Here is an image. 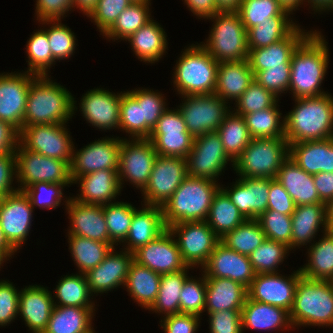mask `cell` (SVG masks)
<instances>
[{
	"label": "cell",
	"instance_id": "1",
	"mask_svg": "<svg viewBox=\"0 0 333 333\" xmlns=\"http://www.w3.org/2000/svg\"><path fill=\"white\" fill-rule=\"evenodd\" d=\"M318 32L312 31L292 54L288 90L294 99L326 94L320 86L328 68L329 51L324 36Z\"/></svg>",
	"mask_w": 333,
	"mask_h": 333
},
{
	"label": "cell",
	"instance_id": "2",
	"mask_svg": "<svg viewBox=\"0 0 333 333\" xmlns=\"http://www.w3.org/2000/svg\"><path fill=\"white\" fill-rule=\"evenodd\" d=\"M49 75L36 76L29 88L23 127L67 123L74 114V97ZM51 80V81H50Z\"/></svg>",
	"mask_w": 333,
	"mask_h": 333
},
{
	"label": "cell",
	"instance_id": "3",
	"mask_svg": "<svg viewBox=\"0 0 333 333\" xmlns=\"http://www.w3.org/2000/svg\"><path fill=\"white\" fill-rule=\"evenodd\" d=\"M294 109L284 118L285 138L289 145L333 137V97L296 98Z\"/></svg>",
	"mask_w": 333,
	"mask_h": 333
},
{
	"label": "cell",
	"instance_id": "4",
	"mask_svg": "<svg viewBox=\"0 0 333 333\" xmlns=\"http://www.w3.org/2000/svg\"><path fill=\"white\" fill-rule=\"evenodd\" d=\"M216 182L187 176L162 206L166 227L182 222L206 221L214 195L221 188Z\"/></svg>",
	"mask_w": 333,
	"mask_h": 333
},
{
	"label": "cell",
	"instance_id": "5",
	"mask_svg": "<svg viewBox=\"0 0 333 333\" xmlns=\"http://www.w3.org/2000/svg\"><path fill=\"white\" fill-rule=\"evenodd\" d=\"M289 318L292 327H333V281L301 276L296 285Z\"/></svg>",
	"mask_w": 333,
	"mask_h": 333
},
{
	"label": "cell",
	"instance_id": "6",
	"mask_svg": "<svg viewBox=\"0 0 333 333\" xmlns=\"http://www.w3.org/2000/svg\"><path fill=\"white\" fill-rule=\"evenodd\" d=\"M192 45L184 49L179 57L173 83L181 96L212 94L215 92L219 63L201 44Z\"/></svg>",
	"mask_w": 333,
	"mask_h": 333
},
{
	"label": "cell",
	"instance_id": "7",
	"mask_svg": "<svg viewBox=\"0 0 333 333\" xmlns=\"http://www.w3.org/2000/svg\"><path fill=\"white\" fill-rule=\"evenodd\" d=\"M288 158L289 143L285 137L253 138L232 167L239 177L274 179Z\"/></svg>",
	"mask_w": 333,
	"mask_h": 333
},
{
	"label": "cell",
	"instance_id": "8",
	"mask_svg": "<svg viewBox=\"0 0 333 333\" xmlns=\"http://www.w3.org/2000/svg\"><path fill=\"white\" fill-rule=\"evenodd\" d=\"M213 20L211 32L202 47L219 63L248 59L247 30L237 11H220Z\"/></svg>",
	"mask_w": 333,
	"mask_h": 333
},
{
	"label": "cell",
	"instance_id": "9",
	"mask_svg": "<svg viewBox=\"0 0 333 333\" xmlns=\"http://www.w3.org/2000/svg\"><path fill=\"white\" fill-rule=\"evenodd\" d=\"M15 156L19 191H24L37 182L73 184L70 164L66 161L24 149L20 144L16 148Z\"/></svg>",
	"mask_w": 333,
	"mask_h": 333
},
{
	"label": "cell",
	"instance_id": "10",
	"mask_svg": "<svg viewBox=\"0 0 333 333\" xmlns=\"http://www.w3.org/2000/svg\"><path fill=\"white\" fill-rule=\"evenodd\" d=\"M181 97H184L185 101L178 110L193 137L217 131L230 112V106H227L229 102H225L215 93Z\"/></svg>",
	"mask_w": 333,
	"mask_h": 333
},
{
	"label": "cell",
	"instance_id": "11",
	"mask_svg": "<svg viewBox=\"0 0 333 333\" xmlns=\"http://www.w3.org/2000/svg\"><path fill=\"white\" fill-rule=\"evenodd\" d=\"M176 239L182 260L188 267H203L220 238L206 221L182 222L168 227ZM178 234V235H177Z\"/></svg>",
	"mask_w": 333,
	"mask_h": 333
},
{
	"label": "cell",
	"instance_id": "12",
	"mask_svg": "<svg viewBox=\"0 0 333 333\" xmlns=\"http://www.w3.org/2000/svg\"><path fill=\"white\" fill-rule=\"evenodd\" d=\"M187 176L185 158L157 155L149 182L141 192L144 204L162 207Z\"/></svg>",
	"mask_w": 333,
	"mask_h": 333
},
{
	"label": "cell",
	"instance_id": "13",
	"mask_svg": "<svg viewBox=\"0 0 333 333\" xmlns=\"http://www.w3.org/2000/svg\"><path fill=\"white\" fill-rule=\"evenodd\" d=\"M64 125L44 124L22 128L19 144L24 149L71 164L74 144Z\"/></svg>",
	"mask_w": 333,
	"mask_h": 333
},
{
	"label": "cell",
	"instance_id": "14",
	"mask_svg": "<svg viewBox=\"0 0 333 333\" xmlns=\"http://www.w3.org/2000/svg\"><path fill=\"white\" fill-rule=\"evenodd\" d=\"M157 155L187 158L194 143L180 111L167 109L157 121L148 138Z\"/></svg>",
	"mask_w": 333,
	"mask_h": 333
},
{
	"label": "cell",
	"instance_id": "15",
	"mask_svg": "<svg viewBox=\"0 0 333 333\" xmlns=\"http://www.w3.org/2000/svg\"><path fill=\"white\" fill-rule=\"evenodd\" d=\"M156 157L157 152L149 139H122L118 162L121 189L124 179H128L133 186L143 190L149 182Z\"/></svg>",
	"mask_w": 333,
	"mask_h": 333
},
{
	"label": "cell",
	"instance_id": "16",
	"mask_svg": "<svg viewBox=\"0 0 333 333\" xmlns=\"http://www.w3.org/2000/svg\"><path fill=\"white\" fill-rule=\"evenodd\" d=\"M188 176L216 181L226 168L228 161L222 141L216 131L194 137L191 151L186 158Z\"/></svg>",
	"mask_w": 333,
	"mask_h": 333
},
{
	"label": "cell",
	"instance_id": "17",
	"mask_svg": "<svg viewBox=\"0 0 333 333\" xmlns=\"http://www.w3.org/2000/svg\"><path fill=\"white\" fill-rule=\"evenodd\" d=\"M122 139L103 138L94 141L79 151L73 146L70 176L74 182L78 177L98 170L118 171L119 150ZM75 151V152H74Z\"/></svg>",
	"mask_w": 333,
	"mask_h": 333
},
{
	"label": "cell",
	"instance_id": "18",
	"mask_svg": "<svg viewBox=\"0 0 333 333\" xmlns=\"http://www.w3.org/2000/svg\"><path fill=\"white\" fill-rule=\"evenodd\" d=\"M33 207L24 191L0 199V226L8 243L17 251L27 240Z\"/></svg>",
	"mask_w": 333,
	"mask_h": 333
},
{
	"label": "cell",
	"instance_id": "19",
	"mask_svg": "<svg viewBox=\"0 0 333 333\" xmlns=\"http://www.w3.org/2000/svg\"><path fill=\"white\" fill-rule=\"evenodd\" d=\"M301 276L300 268L288 277L278 272L256 274L247 288L248 298L290 312L294 303L296 285Z\"/></svg>",
	"mask_w": 333,
	"mask_h": 333
},
{
	"label": "cell",
	"instance_id": "20",
	"mask_svg": "<svg viewBox=\"0 0 333 333\" xmlns=\"http://www.w3.org/2000/svg\"><path fill=\"white\" fill-rule=\"evenodd\" d=\"M32 73H0V120L11 123L19 131L23 127Z\"/></svg>",
	"mask_w": 333,
	"mask_h": 333
},
{
	"label": "cell",
	"instance_id": "21",
	"mask_svg": "<svg viewBox=\"0 0 333 333\" xmlns=\"http://www.w3.org/2000/svg\"><path fill=\"white\" fill-rule=\"evenodd\" d=\"M167 229L157 239L133 252V260L156 273L168 274L184 270L187 265L181 257L176 238Z\"/></svg>",
	"mask_w": 333,
	"mask_h": 333
},
{
	"label": "cell",
	"instance_id": "22",
	"mask_svg": "<svg viewBox=\"0 0 333 333\" xmlns=\"http://www.w3.org/2000/svg\"><path fill=\"white\" fill-rule=\"evenodd\" d=\"M205 278H228L249 287L256 273L249 257L219 242L202 267Z\"/></svg>",
	"mask_w": 333,
	"mask_h": 333
},
{
	"label": "cell",
	"instance_id": "23",
	"mask_svg": "<svg viewBox=\"0 0 333 333\" xmlns=\"http://www.w3.org/2000/svg\"><path fill=\"white\" fill-rule=\"evenodd\" d=\"M221 189L246 219H257L267 210L270 178L240 177L232 188Z\"/></svg>",
	"mask_w": 333,
	"mask_h": 333
},
{
	"label": "cell",
	"instance_id": "24",
	"mask_svg": "<svg viewBox=\"0 0 333 333\" xmlns=\"http://www.w3.org/2000/svg\"><path fill=\"white\" fill-rule=\"evenodd\" d=\"M71 220L68 235H76L104 243L109 239L103 205L81 203L72 197L65 200Z\"/></svg>",
	"mask_w": 333,
	"mask_h": 333
},
{
	"label": "cell",
	"instance_id": "25",
	"mask_svg": "<svg viewBox=\"0 0 333 333\" xmlns=\"http://www.w3.org/2000/svg\"><path fill=\"white\" fill-rule=\"evenodd\" d=\"M114 250L115 247L97 267L85 273L92 295L93 292L102 294L125 285L133 253L128 250L120 252Z\"/></svg>",
	"mask_w": 333,
	"mask_h": 333
},
{
	"label": "cell",
	"instance_id": "26",
	"mask_svg": "<svg viewBox=\"0 0 333 333\" xmlns=\"http://www.w3.org/2000/svg\"><path fill=\"white\" fill-rule=\"evenodd\" d=\"M80 109L88 123L102 129H120L121 93L96 88L88 91L80 100Z\"/></svg>",
	"mask_w": 333,
	"mask_h": 333
},
{
	"label": "cell",
	"instance_id": "27",
	"mask_svg": "<svg viewBox=\"0 0 333 333\" xmlns=\"http://www.w3.org/2000/svg\"><path fill=\"white\" fill-rule=\"evenodd\" d=\"M19 315L32 333H43L54 308L52 293L41 285H29L19 294Z\"/></svg>",
	"mask_w": 333,
	"mask_h": 333
},
{
	"label": "cell",
	"instance_id": "28",
	"mask_svg": "<svg viewBox=\"0 0 333 333\" xmlns=\"http://www.w3.org/2000/svg\"><path fill=\"white\" fill-rule=\"evenodd\" d=\"M297 26L286 38L267 47L249 49L248 62L254 75L276 66H291V57L298 45L312 32Z\"/></svg>",
	"mask_w": 333,
	"mask_h": 333
},
{
	"label": "cell",
	"instance_id": "29",
	"mask_svg": "<svg viewBox=\"0 0 333 333\" xmlns=\"http://www.w3.org/2000/svg\"><path fill=\"white\" fill-rule=\"evenodd\" d=\"M167 229L162 207L144 204L142 209L134 210L129 232L122 242L126 241L128 245L124 250L133 253L139 247L157 239Z\"/></svg>",
	"mask_w": 333,
	"mask_h": 333
},
{
	"label": "cell",
	"instance_id": "30",
	"mask_svg": "<svg viewBox=\"0 0 333 333\" xmlns=\"http://www.w3.org/2000/svg\"><path fill=\"white\" fill-rule=\"evenodd\" d=\"M79 181V182H78ZM80 183V195L73 197L78 202L106 205L121 191L118 171L98 170L78 177L73 183Z\"/></svg>",
	"mask_w": 333,
	"mask_h": 333
},
{
	"label": "cell",
	"instance_id": "31",
	"mask_svg": "<svg viewBox=\"0 0 333 333\" xmlns=\"http://www.w3.org/2000/svg\"><path fill=\"white\" fill-rule=\"evenodd\" d=\"M289 157L308 174L333 172V137L290 144Z\"/></svg>",
	"mask_w": 333,
	"mask_h": 333
},
{
	"label": "cell",
	"instance_id": "32",
	"mask_svg": "<svg viewBox=\"0 0 333 333\" xmlns=\"http://www.w3.org/2000/svg\"><path fill=\"white\" fill-rule=\"evenodd\" d=\"M254 81L248 59L219 62L214 93L225 102H236Z\"/></svg>",
	"mask_w": 333,
	"mask_h": 333
},
{
	"label": "cell",
	"instance_id": "33",
	"mask_svg": "<svg viewBox=\"0 0 333 333\" xmlns=\"http://www.w3.org/2000/svg\"><path fill=\"white\" fill-rule=\"evenodd\" d=\"M296 206L323 203L314 185V175L301 169L290 157L278 170L276 178Z\"/></svg>",
	"mask_w": 333,
	"mask_h": 333
},
{
	"label": "cell",
	"instance_id": "34",
	"mask_svg": "<svg viewBox=\"0 0 333 333\" xmlns=\"http://www.w3.org/2000/svg\"><path fill=\"white\" fill-rule=\"evenodd\" d=\"M205 279V310L208 313L242 309L248 297L247 287L228 278Z\"/></svg>",
	"mask_w": 333,
	"mask_h": 333
},
{
	"label": "cell",
	"instance_id": "35",
	"mask_svg": "<svg viewBox=\"0 0 333 333\" xmlns=\"http://www.w3.org/2000/svg\"><path fill=\"white\" fill-rule=\"evenodd\" d=\"M242 330H279L293 328L289 312L281 307L251 300L247 297L241 309ZM279 328V329H278Z\"/></svg>",
	"mask_w": 333,
	"mask_h": 333
},
{
	"label": "cell",
	"instance_id": "36",
	"mask_svg": "<svg viewBox=\"0 0 333 333\" xmlns=\"http://www.w3.org/2000/svg\"><path fill=\"white\" fill-rule=\"evenodd\" d=\"M292 219V236L289 249L307 245L322 226L323 233L327 231L326 205L325 203H315L296 206Z\"/></svg>",
	"mask_w": 333,
	"mask_h": 333
},
{
	"label": "cell",
	"instance_id": "37",
	"mask_svg": "<svg viewBox=\"0 0 333 333\" xmlns=\"http://www.w3.org/2000/svg\"><path fill=\"white\" fill-rule=\"evenodd\" d=\"M95 307L54 306L43 333H95L92 318Z\"/></svg>",
	"mask_w": 333,
	"mask_h": 333
},
{
	"label": "cell",
	"instance_id": "38",
	"mask_svg": "<svg viewBox=\"0 0 333 333\" xmlns=\"http://www.w3.org/2000/svg\"><path fill=\"white\" fill-rule=\"evenodd\" d=\"M127 40L130 42L134 54L146 63L159 61L166 52L165 31L153 19L133 33Z\"/></svg>",
	"mask_w": 333,
	"mask_h": 333
},
{
	"label": "cell",
	"instance_id": "39",
	"mask_svg": "<svg viewBox=\"0 0 333 333\" xmlns=\"http://www.w3.org/2000/svg\"><path fill=\"white\" fill-rule=\"evenodd\" d=\"M160 281V274L133 260L124 287L139 306L149 309L156 300Z\"/></svg>",
	"mask_w": 333,
	"mask_h": 333
},
{
	"label": "cell",
	"instance_id": "40",
	"mask_svg": "<svg viewBox=\"0 0 333 333\" xmlns=\"http://www.w3.org/2000/svg\"><path fill=\"white\" fill-rule=\"evenodd\" d=\"M323 235L318 242L311 243L308 263L300 271L309 279L333 281V232L327 230Z\"/></svg>",
	"mask_w": 333,
	"mask_h": 333
},
{
	"label": "cell",
	"instance_id": "41",
	"mask_svg": "<svg viewBox=\"0 0 333 333\" xmlns=\"http://www.w3.org/2000/svg\"><path fill=\"white\" fill-rule=\"evenodd\" d=\"M289 15L284 10L280 15L250 28L247 31L248 49L267 47L286 38L298 26L289 19Z\"/></svg>",
	"mask_w": 333,
	"mask_h": 333
},
{
	"label": "cell",
	"instance_id": "42",
	"mask_svg": "<svg viewBox=\"0 0 333 333\" xmlns=\"http://www.w3.org/2000/svg\"><path fill=\"white\" fill-rule=\"evenodd\" d=\"M247 219L220 188L214 195L206 222L215 234L222 238Z\"/></svg>",
	"mask_w": 333,
	"mask_h": 333
},
{
	"label": "cell",
	"instance_id": "43",
	"mask_svg": "<svg viewBox=\"0 0 333 333\" xmlns=\"http://www.w3.org/2000/svg\"><path fill=\"white\" fill-rule=\"evenodd\" d=\"M68 240L73 261L82 274L97 267L115 247L113 243L99 242L76 235H69Z\"/></svg>",
	"mask_w": 333,
	"mask_h": 333
},
{
	"label": "cell",
	"instance_id": "44",
	"mask_svg": "<svg viewBox=\"0 0 333 333\" xmlns=\"http://www.w3.org/2000/svg\"><path fill=\"white\" fill-rule=\"evenodd\" d=\"M228 157L234 162L253 139L242 115L229 112L216 131Z\"/></svg>",
	"mask_w": 333,
	"mask_h": 333
},
{
	"label": "cell",
	"instance_id": "45",
	"mask_svg": "<svg viewBox=\"0 0 333 333\" xmlns=\"http://www.w3.org/2000/svg\"><path fill=\"white\" fill-rule=\"evenodd\" d=\"M192 267H186L184 270L162 274L159 292L153 305L148 309L155 313L173 315L180 313V293L187 276V271Z\"/></svg>",
	"mask_w": 333,
	"mask_h": 333
},
{
	"label": "cell",
	"instance_id": "46",
	"mask_svg": "<svg viewBox=\"0 0 333 333\" xmlns=\"http://www.w3.org/2000/svg\"><path fill=\"white\" fill-rule=\"evenodd\" d=\"M150 2H133L117 18L114 24L103 34L110 40H126L142 26L147 24L150 18Z\"/></svg>",
	"mask_w": 333,
	"mask_h": 333
},
{
	"label": "cell",
	"instance_id": "47",
	"mask_svg": "<svg viewBox=\"0 0 333 333\" xmlns=\"http://www.w3.org/2000/svg\"><path fill=\"white\" fill-rule=\"evenodd\" d=\"M55 296L59 302L54 306L94 307L92 296L85 274L66 275L59 280L55 288ZM59 304V305H58Z\"/></svg>",
	"mask_w": 333,
	"mask_h": 333
},
{
	"label": "cell",
	"instance_id": "48",
	"mask_svg": "<svg viewBox=\"0 0 333 333\" xmlns=\"http://www.w3.org/2000/svg\"><path fill=\"white\" fill-rule=\"evenodd\" d=\"M277 103L278 100L269 108L243 116L252 138L285 137V122L280 120L282 113Z\"/></svg>",
	"mask_w": 333,
	"mask_h": 333
},
{
	"label": "cell",
	"instance_id": "49",
	"mask_svg": "<svg viewBox=\"0 0 333 333\" xmlns=\"http://www.w3.org/2000/svg\"><path fill=\"white\" fill-rule=\"evenodd\" d=\"M265 240V233L256 219H247L220 238V242L226 247L247 256Z\"/></svg>",
	"mask_w": 333,
	"mask_h": 333
},
{
	"label": "cell",
	"instance_id": "50",
	"mask_svg": "<svg viewBox=\"0 0 333 333\" xmlns=\"http://www.w3.org/2000/svg\"><path fill=\"white\" fill-rule=\"evenodd\" d=\"M141 106L142 139H148L161 115L168 109L162 93L151 89H135L127 91Z\"/></svg>",
	"mask_w": 333,
	"mask_h": 333
},
{
	"label": "cell",
	"instance_id": "51",
	"mask_svg": "<svg viewBox=\"0 0 333 333\" xmlns=\"http://www.w3.org/2000/svg\"><path fill=\"white\" fill-rule=\"evenodd\" d=\"M289 250L282 242L266 239L248 257L256 274L277 273Z\"/></svg>",
	"mask_w": 333,
	"mask_h": 333
},
{
	"label": "cell",
	"instance_id": "52",
	"mask_svg": "<svg viewBox=\"0 0 333 333\" xmlns=\"http://www.w3.org/2000/svg\"><path fill=\"white\" fill-rule=\"evenodd\" d=\"M103 205L110 241L118 245L126 239L135 207L131 203L115 202Z\"/></svg>",
	"mask_w": 333,
	"mask_h": 333
},
{
	"label": "cell",
	"instance_id": "53",
	"mask_svg": "<svg viewBox=\"0 0 333 333\" xmlns=\"http://www.w3.org/2000/svg\"><path fill=\"white\" fill-rule=\"evenodd\" d=\"M26 50L29 65L27 72L37 76L48 75V70L56 61L52 56L45 28L31 35Z\"/></svg>",
	"mask_w": 333,
	"mask_h": 333
},
{
	"label": "cell",
	"instance_id": "54",
	"mask_svg": "<svg viewBox=\"0 0 333 333\" xmlns=\"http://www.w3.org/2000/svg\"><path fill=\"white\" fill-rule=\"evenodd\" d=\"M284 9L277 0H242L237 11L246 30L280 15Z\"/></svg>",
	"mask_w": 333,
	"mask_h": 333
},
{
	"label": "cell",
	"instance_id": "55",
	"mask_svg": "<svg viewBox=\"0 0 333 333\" xmlns=\"http://www.w3.org/2000/svg\"><path fill=\"white\" fill-rule=\"evenodd\" d=\"M60 21L61 20L39 21V23L43 22L42 24H52L50 28L45 31L48 36L52 56L57 61L72 56L76 47L74 32Z\"/></svg>",
	"mask_w": 333,
	"mask_h": 333
},
{
	"label": "cell",
	"instance_id": "56",
	"mask_svg": "<svg viewBox=\"0 0 333 333\" xmlns=\"http://www.w3.org/2000/svg\"><path fill=\"white\" fill-rule=\"evenodd\" d=\"M263 229L266 239L291 245L292 219L275 210H266L257 219Z\"/></svg>",
	"mask_w": 333,
	"mask_h": 333
},
{
	"label": "cell",
	"instance_id": "57",
	"mask_svg": "<svg viewBox=\"0 0 333 333\" xmlns=\"http://www.w3.org/2000/svg\"><path fill=\"white\" fill-rule=\"evenodd\" d=\"M200 280L188 277L180 293V313L200 316L205 311L206 279Z\"/></svg>",
	"mask_w": 333,
	"mask_h": 333
},
{
	"label": "cell",
	"instance_id": "58",
	"mask_svg": "<svg viewBox=\"0 0 333 333\" xmlns=\"http://www.w3.org/2000/svg\"><path fill=\"white\" fill-rule=\"evenodd\" d=\"M277 97L254 81L236 101L234 110L239 115L257 112L271 107Z\"/></svg>",
	"mask_w": 333,
	"mask_h": 333
},
{
	"label": "cell",
	"instance_id": "59",
	"mask_svg": "<svg viewBox=\"0 0 333 333\" xmlns=\"http://www.w3.org/2000/svg\"><path fill=\"white\" fill-rule=\"evenodd\" d=\"M64 186H69V184L37 182L27 187L24 193L30 199L33 208L38 206L52 210L61 204Z\"/></svg>",
	"mask_w": 333,
	"mask_h": 333
},
{
	"label": "cell",
	"instance_id": "60",
	"mask_svg": "<svg viewBox=\"0 0 333 333\" xmlns=\"http://www.w3.org/2000/svg\"><path fill=\"white\" fill-rule=\"evenodd\" d=\"M120 130L129 133L131 139H142L141 106L125 91L121 92Z\"/></svg>",
	"mask_w": 333,
	"mask_h": 333
},
{
	"label": "cell",
	"instance_id": "61",
	"mask_svg": "<svg viewBox=\"0 0 333 333\" xmlns=\"http://www.w3.org/2000/svg\"><path fill=\"white\" fill-rule=\"evenodd\" d=\"M132 3V0H98L96 7L88 17L104 34L114 24L118 16Z\"/></svg>",
	"mask_w": 333,
	"mask_h": 333
},
{
	"label": "cell",
	"instance_id": "62",
	"mask_svg": "<svg viewBox=\"0 0 333 333\" xmlns=\"http://www.w3.org/2000/svg\"><path fill=\"white\" fill-rule=\"evenodd\" d=\"M291 77V66H276L258 71L254 80L279 99V94L288 91Z\"/></svg>",
	"mask_w": 333,
	"mask_h": 333
},
{
	"label": "cell",
	"instance_id": "63",
	"mask_svg": "<svg viewBox=\"0 0 333 333\" xmlns=\"http://www.w3.org/2000/svg\"><path fill=\"white\" fill-rule=\"evenodd\" d=\"M19 294L11 282L0 281V326H6L18 316Z\"/></svg>",
	"mask_w": 333,
	"mask_h": 333
},
{
	"label": "cell",
	"instance_id": "64",
	"mask_svg": "<svg viewBox=\"0 0 333 333\" xmlns=\"http://www.w3.org/2000/svg\"><path fill=\"white\" fill-rule=\"evenodd\" d=\"M210 333H242L241 310L208 313Z\"/></svg>",
	"mask_w": 333,
	"mask_h": 333
},
{
	"label": "cell",
	"instance_id": "65",
	"mask_svg": "<svg viewBox=\"0 0 333 333\" xmlns=\"http://www.w3.org/2000/svg\"><path fill=\"white\" fill-rule=\"evenodd\" d=\"M295 203L277 179H270V190L267 210H275L285 215H292Z\"/></svg>",
	"mask_w": 333,
	"mask_h": 333
},
{
	"label": "cell",
	"instance_id": "66",
	"mask_svg": "<svg viewBox=\"0 0 333 333\" xmlns=\"http://www.w3.org/2000/svg\"><path fill=\"white\" fill-rule=\"evenodd\" d=\"M199 318L200 316L186 313L167 315L160 321V326L165 333H196Z\"/></svg>",
	"mask_w": 333,
	"mask_h": 333
},
{
	"label": "cell",
	"instance_id": "67",
	"mask_svg": "<svg viewBox=\"0 0 333 333\" xmlns=\"http://www.w3.org/2000/svg\"><path fill=\"white\" fill-rule=\"evenodd\" d=\"M36 15L38 21L61 20L64 15L71 11L73 0H37Z\"/></svg>",
	"mask_w": 333,
	"mask_h": 333
},
{
	"label": "cell",
	"instance_id": "68",
	"mask_svg": "<svg viewBox=\"0 0 333 333\" xmlns=\"http://www.w3.org/2000/svg\"><path fill=\"white\" fill-rule=\"evenodd\" d=\"M16 175L15 153L0 155V199L18 191V188L11 186Z\"/></svg>",
	"mask_w": 333,
	"mask_h": 333
},
{
	"label": "cell",
	"instance_id": "69",
	"mask_svg": "<svg viewBox=\"0 0 333 333\" xmlns=\"http://www.w3.org/2000/svg\"><path fill=\"white\" fill-rule=\"evenodd\" d=\"M20 131L11 123L0 120V155L15 153Z\"/></svg>",
	"mask_w": 333,
	"mask_h": 333
},
{
	"label": "cell",
	"instance_id": "70",
	"mask_svg": "<svg viewBox=\"0 0 333 333\" xmlns=\"http://www.w3.org/2000/svg\"><path fill=\"white\" fill-rule=\"evenodd\" d=\"M314 185L323 203L333 199V172H319L314 175Z\"/></svg>",
	"mask_w": 333,
	"mask_h": 333
},
{
	"label": "cell",
	"instance_id": "71",
	"mask_svg": "<svg viewBox=\"0 0 333 333\" xmlns=\"http://www.w3.org/2000/svg\"><path fill=\"white\" fill-rule=\"evenodd\" d=\"M191 12L200 18H210L220 12L215 0H184Z\"/></svg>",
	"mask_w": 333,
	"mask_h": 333
},
{
	"label": "cell",
	"instance_id": "72",
	"mask_svg": "<svg viewBox=\"0 0 333 333\" xmlns=\"http://www.w3.org/2000/svg\"><path fill=\"white\" fill-rule=\"evenodd\" d=\"M98 0H73V6L80 9L85 13V16H89L97 5Z\"/></svg>",
	"mask_w": 333,
	"mask_h": 333
},
{
	"label": "cell",
	"instance_id": "73",
	"mask_svg": "<svg viewBox=\"0 0 333 333\" xmlns=\"http://www.w3.org/2000/svg\"><path fill=\"white\" fill-rule=\"evenodd\" d=\"M219 11H238L242 0H215Z\"/></svg>",
	"mask_w": 333,
	"mask_h": 333
},
{
	"label": "cell",
	"instance_id": "74",
	"mask_svg": "<svg viewBox=\"0 0 333 333\" xmlns=\"http://www.w3.org/2000/svg\"><path fill=\"white\" fill-rule=\"evenodd\" d=\"M305 2L310 3L309 5L313 8L312 10L316 12L329 11L333 9V0H307Z\"/></svg>",
	"mask_w": 333,
	"mask_h": 333
},
{
	"label": "cell",
	"instance_id": "75",
	"mask_svg": "<svg viewBox=\"0 0 333 333\" xmlns=\"http://www.w3.org/2000/svg\"><path fill=\"white\" fill-rule=\"evenodd\" d=\"M0 250L7 256V257H11L12 255L17 252L6 240L3 230L0 226Z\"/></svg>",
	"mask_w": 333,
	"mask_h": 333
},
{
	"label": "cell",
	"instance_id": "76",
	"mask_svg": "<svg viewBox=\"0 0 333 333\" xmlns=\"http://www.w3.org/2000/svg\"><path fill=\"white\" fill-rule=\"evenodd\" d=\"M279 5L290 14L298 9V7L305 2V0H277Z\"/></svg>",
	"mask_w": 333,
	"mask_h": 333
},
{
	"label": "cell",
	"instance_id": "77",
	"mask_svg": "<svg viewBox=\"0 0 333 333\" xmlns=\"http://www.w3.org/2000/svg\"><path fill=\"white\" fill-rule=\"evenodd\" d=\"M327 230L333 232V199L326 204Z\"/></svg>",
	"mask_w": 333,
	"mask_h": 333
},
{
	"label": "cell",
	"instance_id": "78",
	"mask_svg": "<svg viewBox=\"0 0 333 333\" xmlns=\"http://www.w3.org/2000/svg\"><path fill=\"white\" fill-rule=\"evenodd\" d=\"M7 259H8V257L0 250V268H1L2 263Z\"/></svg>",
	"mask_w": 333,
	"mask_h": 333
},
{
	"label": "cell",
	"instance_id": "79",
	"mask_svg": "<svg viewBox=\"0 0 333 333\" xmlns=\"http://www.w3.org/2000/svg\"><path fill=\"white\" fill-rule=\"evenodd\" d=\"M132 2H150V0H132Z\"/></svg>",
	"mask_w": 333,
	"mask_h": 333
}]
</instances>
